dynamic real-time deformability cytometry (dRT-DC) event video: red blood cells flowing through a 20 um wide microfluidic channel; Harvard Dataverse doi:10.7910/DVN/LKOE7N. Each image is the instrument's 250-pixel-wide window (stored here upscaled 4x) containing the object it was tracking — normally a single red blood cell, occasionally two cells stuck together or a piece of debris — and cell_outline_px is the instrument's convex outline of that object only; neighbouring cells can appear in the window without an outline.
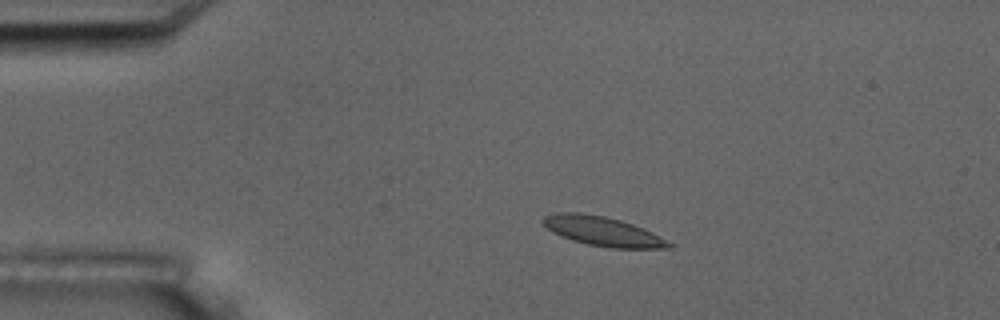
{"species": "common noctule bat (a hibernating species)", "species_latin": "Nyctalus noctula", "temperature_condition": "room temperature", "stored_images_in_passage": 5, "camera_frame_rate_fps": 3000, "um_per_image_px": 0.085, "animal": {"sex": "male", "body_mass_g": 17.5, "forearm_length_mm": 52.3}, "frame": {"image": 1, "passage_image": 1, "time_ms": 0.0, "image_size_px": [1000, 320], "cell_outline_px": [[672, 248], [612, 248], [588, 244], [572, 240], [552, 232], [540, 220], [544, 216], [556, 212], [580, 212], [604, 216], [620, 220], [632, 224], [652, 232], [672, 244]], "centroid_in_image_um": [51.19, 19.65], "position_along_channel_um": 33.8, "area_um2": 21.33}}